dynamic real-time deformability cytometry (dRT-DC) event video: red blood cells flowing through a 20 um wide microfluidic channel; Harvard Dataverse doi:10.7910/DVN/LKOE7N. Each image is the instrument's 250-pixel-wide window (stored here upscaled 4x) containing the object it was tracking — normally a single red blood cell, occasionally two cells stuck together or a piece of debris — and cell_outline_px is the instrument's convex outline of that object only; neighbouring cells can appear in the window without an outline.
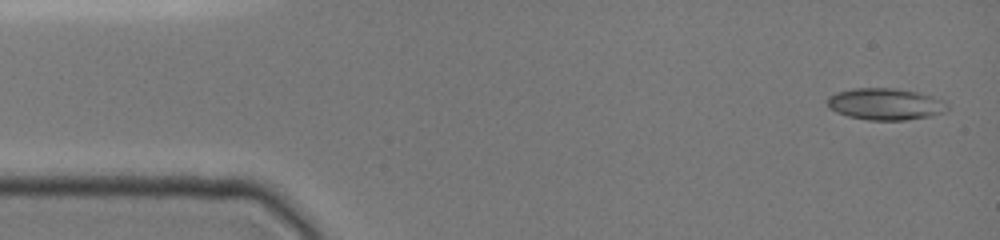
{"species": "common noctule bat (a hibernating species)", "species_latin": "Nyctalus noctula", "temperature_condition": "cold", "stored_images_in_passage": 63, "camera_frame_rate_fps": 3000, "um_per_image_px": 0.085, "animal": {"sex": "female", "body_mass_g": 19.0, "forearm_length_mm": 51.5}, "frame": {"image": 1, "passage_image": 1, "time_ms": 0.0, "image_size_px": [1000, 240], "cell_outline_px": [[948, 108], [944, 112], [932, 116], [904, 120], [868, 120], [848, 116], [836, 112], [828, 108], [828, 96], [836, 92], [852, 88], [896, 88], [916, 92], [932, 96], [944, 100], [948, 104]], "centroid_in_image_um": [75.25, 8.84], "position_along_channel_um": 9.7, "area_um2": 22.31}}
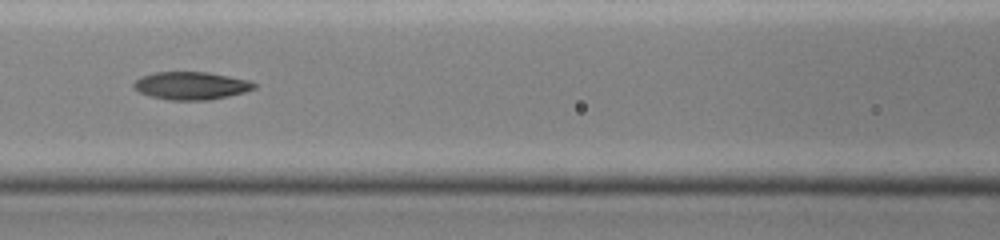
{"frame": {"image": 2, "passage_image": 25, "time_ms": 6.333, "image_size_px": [1000, 240], "cell_outline_px": [[256, 88], [244, 92], [228, 96], [208, 100], [168, 100], [148, 96], [132, 88], [132, 84], [140, 76], [152, 72], [208, 72], [248, 80], [256, 84]], "centroid_in_image_um": [16.19, 7.28], "position_along_channel_um": 150.4, "area_um2": 19.65}}
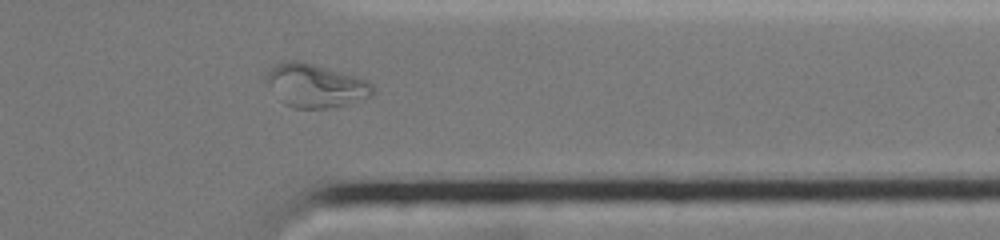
{"frame": {"image": 3, "passage_image": 50, "time_ms": 12.333, "image_size_px": [1000, 240], "cell_outline_px": [[376, 92], [372, 96], [352, 104], [328, 108], [292, 108], [284, 104], [280, 100], [264, 80], [264, 76], [276, 64], [284, 60], [300, 60], [316, 64], [356, 76], [372, 84]], "centroid_in_image_um": [26.83, 7.28], "position_along_channel_um": 384.6, "area_um2": 27.34}, "authors_computed_cell_mechanics": {"area_um2": 20.3456, "velocity_mm_per_s": 3.9007, "shape_relaxation_time_tau1_ms": null, "shape_relaxation_time_tau2_ms": 2.1048, "deformation_change_tau1": null, "deformation_change_tau2": 0.0686}}